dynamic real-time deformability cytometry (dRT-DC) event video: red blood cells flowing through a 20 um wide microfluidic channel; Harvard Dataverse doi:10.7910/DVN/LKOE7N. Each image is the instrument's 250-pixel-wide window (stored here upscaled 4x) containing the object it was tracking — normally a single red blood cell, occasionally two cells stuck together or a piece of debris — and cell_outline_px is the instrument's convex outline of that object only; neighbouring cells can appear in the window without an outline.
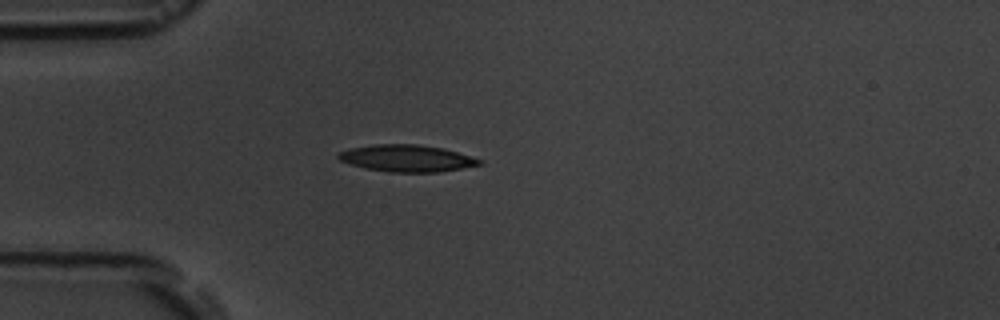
{"species": "common noctule bat (a hibernating species)", "species_latin": "Nyctalus noctula", "temperature_condition": "room temperature", "stored_images_in_passage": 5, "camera_frame_rate_fps": 3000, "um_per_image_px": 0.085, "animal": {"sex": "male", "body_mass_g": 19.5, "forearm_length_mm": 54.6}, "frame": {"image": 1, "passage_image": 5, "time_ms": 5.333, "image_size_px": [1000, 320], "cell_outline_px": [[480, 164], [460, 168], [436, 172], [388, 172], [364, 168], [340, 160], [336, 156], [340, 152], [352, 148], [372, 144], [416, 144], [444, 148], [480, 160]], "centroid_in_image_um": [34.51, 13.45], "position_along_channel_um": 50.5, "area_um2": 21.68}}